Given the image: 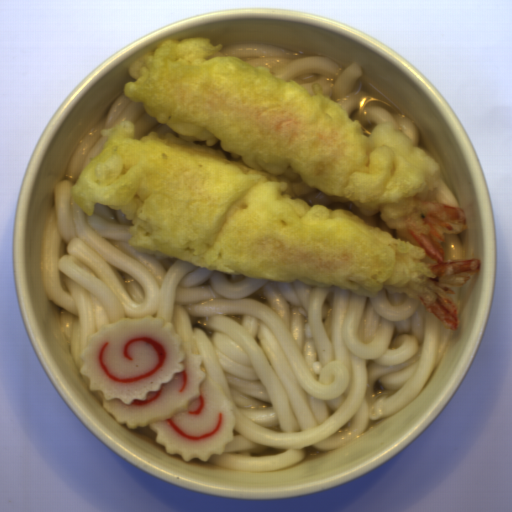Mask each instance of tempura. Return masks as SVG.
I'll return each mask as SVG.
<instances>
[{
	"instance_id": "obj_1",
	"label": "tempura",
	"mask_w": 512,
	"mask_h": 512,
	"mask_svg": "<svg viewBox=\"0 0 512 512\" xmlns=\"http://www.w3.org/2000/svg\"><path fill=\"white\" fill-rule=\"evenodd\" d=\"M221 50L208 36L167 37L129 64L125 97L179 137L135 139L126 119L100 130L70 189L80 211L121 210L128 247L358 296L385 288L459 328L450 295L481 260L445 259V234L467 229V215L440 199L438 162L391 121L364 136L321 83L311 95L265 66L209 58Z\"/></svg>"
}]
</instances>
